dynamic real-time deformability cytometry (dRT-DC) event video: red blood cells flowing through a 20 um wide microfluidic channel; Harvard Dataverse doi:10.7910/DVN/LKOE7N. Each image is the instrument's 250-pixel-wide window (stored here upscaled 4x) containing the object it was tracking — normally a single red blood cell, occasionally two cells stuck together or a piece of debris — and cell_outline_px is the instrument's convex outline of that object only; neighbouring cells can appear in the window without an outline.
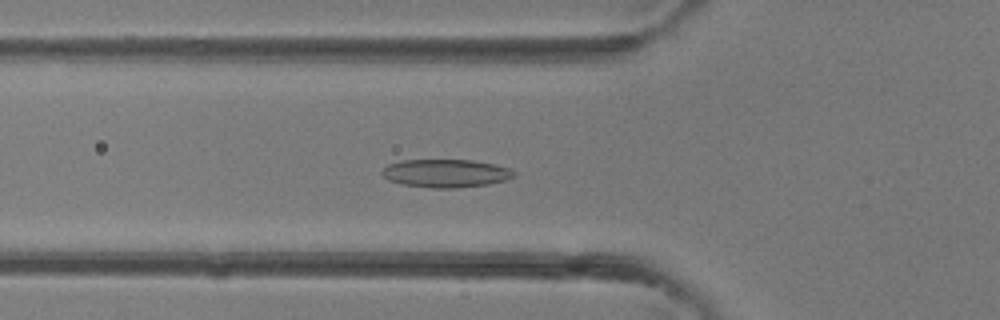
{"species": "common noctule bat (a hibernating species)", "species_latin": "Nyctalus noctula", "temperature_condition": "room temperature", "stored_images_in_passage": 38, "camera_frame_rate_fps": 3000, "um_per_image_px": 0.085, "animal": {"sex": "female"}, "frame": {"image": 1, "passage_image": 11, "time_ms": 3.333, "image_size_px": [1000, 320], "cell_outline_px": [[516, 176], [508, 180], [488, 184], [456, 188], [432, 188], [404, 184], [388, 180], [380, 172], [388, 164], [400, 160], [472, 160], [496, 164], [512, 168], [516, 172]], "centroid_in_image_um": [37.95, 14.72], "position_along_channel_um": 87.8, "area_um2": 21.85}}
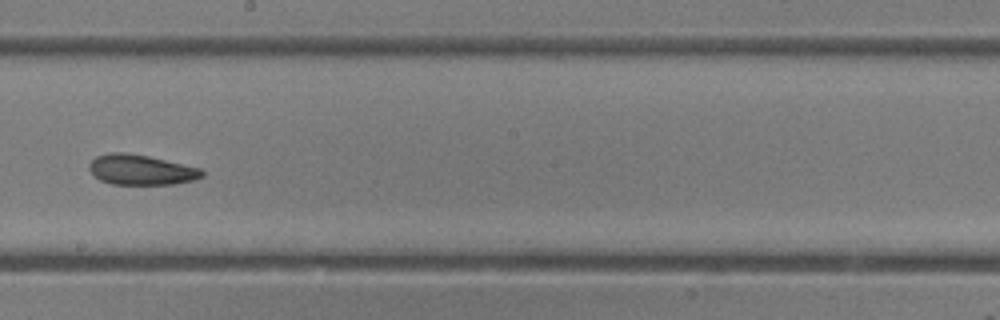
{"frame": {"image": 2, "passage_image": 20, "time_ms": 6.333, "image_size_px": [1000, 320], "cell_outline_px": [[204, 176], [192, 180], [176, 184], [112, 184], [100, 180], [88, 168], [88, 164], [96, 156], [108, 152], [128, 152], [148, 156], [204, 168]], "centroid_in_image_um": [12.02, 14.42], "position_along_channel_um": 236.2, "area_um2": 20.06}}
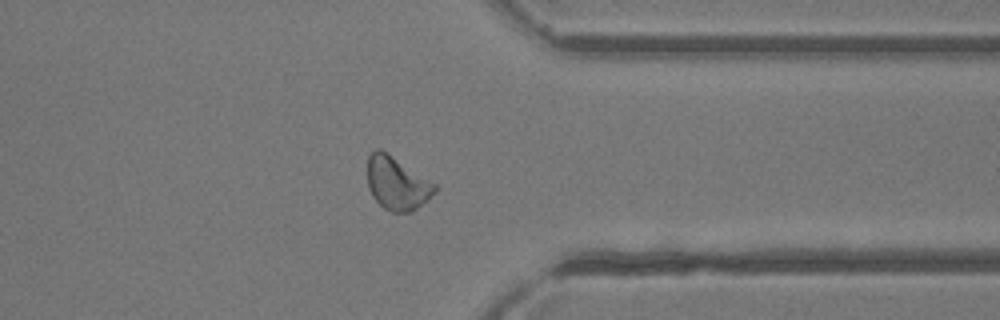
{"frame": {"image": 3, "passage_image": 29, "time_ms": 9.333, "image_size_px": [1000, 320], "cell_outline_px": [[436, 192], [412, 212], [392, 212], [384, 208], [372, 196], [368, 188], [368, 156], [376, 148], [380, 148], [436, 184]], "centroid_in_image_um": [33.73, 15.59], "position_along_channel_um": 377.7, "area_um2": 20.63}}